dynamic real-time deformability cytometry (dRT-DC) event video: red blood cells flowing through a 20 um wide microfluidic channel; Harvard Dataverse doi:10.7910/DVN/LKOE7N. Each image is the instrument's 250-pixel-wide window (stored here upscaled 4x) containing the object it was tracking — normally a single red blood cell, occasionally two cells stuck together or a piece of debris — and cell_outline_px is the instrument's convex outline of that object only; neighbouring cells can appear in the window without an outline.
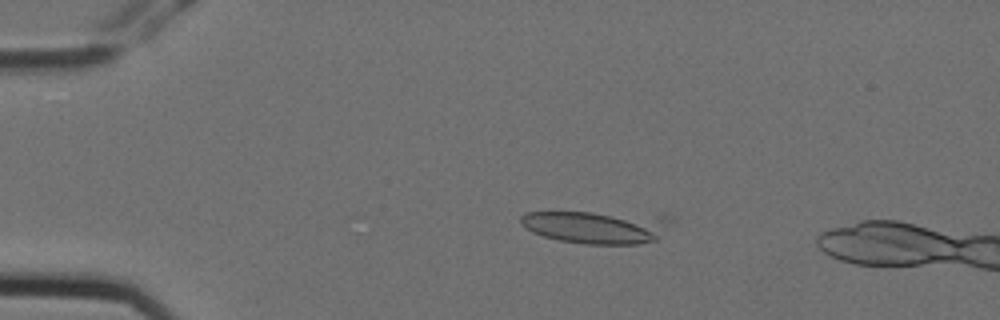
{"species": "Egyptian fruit bat (a non-hibernating species)", "species_latin": "Rousettus aegyptiacus", "temperature_condition": "cold", "stored_images_in_passage": 7, "camera_frame_rate_fps": 3000, "um_per_image_px": 0.085, "animal": {"sex": "female"}, "frame": {"image": 1, "passage_image": 5, "time_ms": 1.333, "image_size_px": [1000, 320], "cell_outline_px": [[676, 220], [656, 240], [636, 244], [584, 244], [560, 240], [544, 236], [532, 232], [524, 228], [520, 220], [520, 216], [528, 212], [592, 212], [672, 216]], "centroid_in_image_um": [50.77, 19.28], "position_along_channel_um": 34.2, "area_um2": 29.02}}